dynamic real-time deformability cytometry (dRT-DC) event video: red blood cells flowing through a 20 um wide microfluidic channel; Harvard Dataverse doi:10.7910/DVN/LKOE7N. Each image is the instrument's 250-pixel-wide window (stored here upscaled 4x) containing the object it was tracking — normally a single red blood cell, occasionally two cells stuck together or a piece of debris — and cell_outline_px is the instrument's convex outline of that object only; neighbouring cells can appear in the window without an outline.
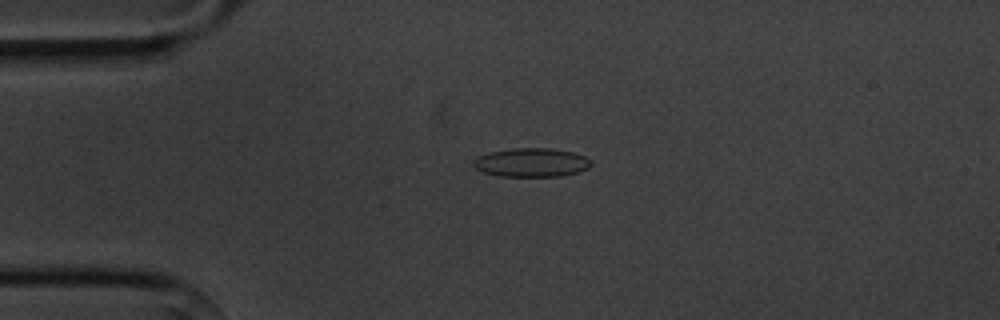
{"species": "common noctule bat (a hibernating species)", "species_latin": "Nyctalus noctula", "temperature_condition": "cold", "stored_images_in_passage": 2, "camera_frame_rate_fps": 3000, "um_per_image_px": 0.085, "animal": {"sex": "male", "body_mass_g": 20.1, "forearm_length_mm": 53.5}, "frame": {"image": 1, "passage_image": 2, "time_ms": 1.333, "image_size_px": [1000, 320], "cell_outline_px": [[592, 164], [588, 168], [576, 172], [560, 176], [500, 176], [484, 172], [476, 168], [472, 164], [472, 160], [488, 152], [512, 148], [552, 148], [572, 152], [584, 156]], "centroid_in_image_um": [45.14, 13.8], "position_along_channel_um": 39.9, "area_um2": 19.59}}